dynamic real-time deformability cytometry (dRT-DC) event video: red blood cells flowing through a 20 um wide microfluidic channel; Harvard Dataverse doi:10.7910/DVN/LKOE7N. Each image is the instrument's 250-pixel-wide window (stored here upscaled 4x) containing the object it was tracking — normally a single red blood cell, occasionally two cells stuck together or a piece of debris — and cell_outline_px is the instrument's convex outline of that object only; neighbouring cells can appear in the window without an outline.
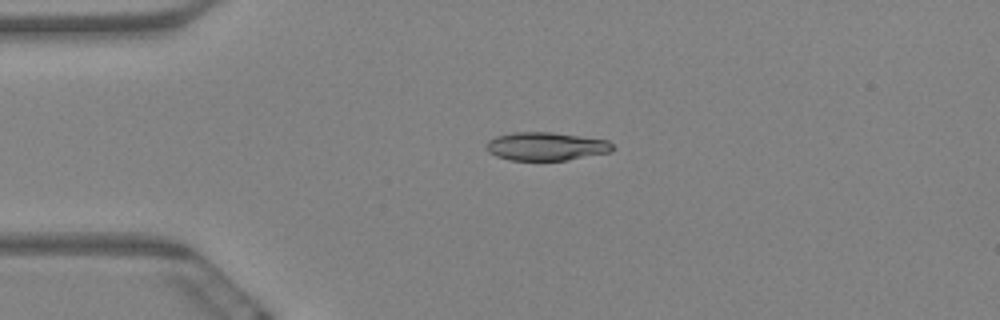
{"species": "Egyptian fruit bat (a non-hibernating species)", "species_latin": "Rousettus aegyptiacus", "temperature_condition": "warm", "stored_images_in_passage": 5, "camera_frame_rate_fps": 3000, "um_per_image_px": 0.085, "animal": {"sex": "female"}, "frame": {"image": 1, "passage_image": 4, "time_ms": 1.0, "image_size_px": [1000, 320], "cell_outline_px": [[616, 148], [612, 152], [568, 160], [508, 160], [496, 156], [488, 152], [484, 148], [488, 140], [496, 136], [512, 132], [552, 132], [608, 140]], "centroid_in_image_um": [46.41, 12.44], "position_along_channel_um": 38.6, "area_um2": 21.1}}